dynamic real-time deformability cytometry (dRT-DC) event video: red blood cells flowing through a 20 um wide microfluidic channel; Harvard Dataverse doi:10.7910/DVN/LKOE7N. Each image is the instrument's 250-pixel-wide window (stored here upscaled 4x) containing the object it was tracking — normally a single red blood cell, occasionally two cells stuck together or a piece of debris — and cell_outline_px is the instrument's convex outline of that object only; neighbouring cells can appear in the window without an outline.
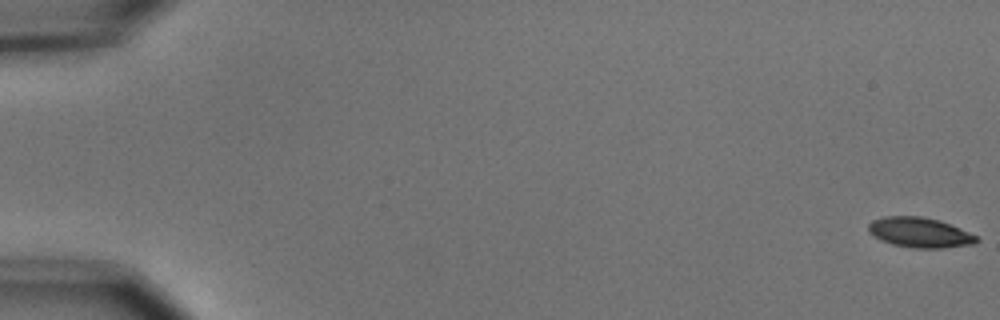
{"species": "common noctule bat (a hibernating species)", "species_latin": "Nyctalus noctula", "temperature_condition": "cold", "stored_images_in_passage": 56, "camera_frame_rate_fps": 3000, "um_per_image_px": 0.085, "animal": {"sex": "male", "body_mass_g": 15.6}, "frame": {"image": 1, "passage_image": 1, "time_ms": 0.0, "image_size_px": [1000, 320], "cell_outline_px": [[980, 240], [976, 244], [944, 248], [912, 248], [892, 244], [880, 240], [868, 232], [868, 224], [872, 220], [884, 216], [924, 216], [940, 220], [980, 236]], "centroid_in_image_um": [78.22, 19.76], "position_along_channel_um": 6.8, "area_um2": 19.36}}
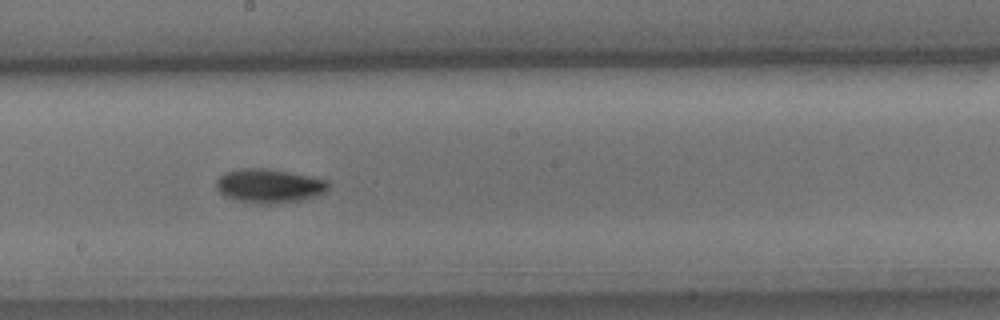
{"frame": {"image": 2, "passage_image": 32, "time_ms": 10.333, "image_size_px": [1000, 320], "cell_outline_px": [[328, 188], [324, 192], [316, 196], [300, 200], [280, 204], [260, 204], [236, 200], [224, 196], [216, 188], [216, 180], [224, 172], [240, 168], [264, 168], [288, 172], [328, 180]], "centroid_in_image_um": [22.84, 15.81], "position_along_channel_um": 225.4, "area_um2": 22.25}}
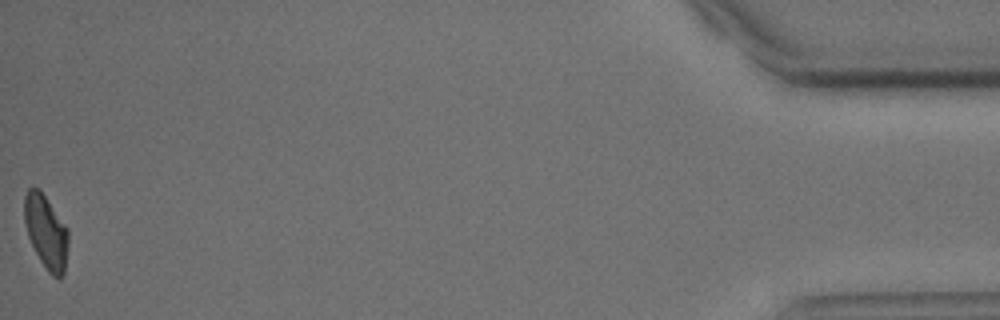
{"frame": {"image": 3, "passage_image": 56, "time_ms": 18.333, "image_size_px": [1000, 320], "cell_outline_px": [[68, 248], [64, 272], [60, 280], [52, 276], [48, 272], [40, 260], [28, 236], [24, 224], [24, 196], [28, 188], [40, 188], [68, 228]], "centroid_in_image_um": [3.92, 19.7], "position_along_channel_um": 431.3, "area_um2": 19.07}, "authors_computed_cell_mechanics": {"area_um2": 19.652, "velocity_mm_per_s": 3.687, "shape_relaxation_time_tau1_ms": 2.5802, "shape_relaxation_time_tau2_ms": null, "deformation_change_tau1": 0.1114, "deformation_change_tau2": null}}